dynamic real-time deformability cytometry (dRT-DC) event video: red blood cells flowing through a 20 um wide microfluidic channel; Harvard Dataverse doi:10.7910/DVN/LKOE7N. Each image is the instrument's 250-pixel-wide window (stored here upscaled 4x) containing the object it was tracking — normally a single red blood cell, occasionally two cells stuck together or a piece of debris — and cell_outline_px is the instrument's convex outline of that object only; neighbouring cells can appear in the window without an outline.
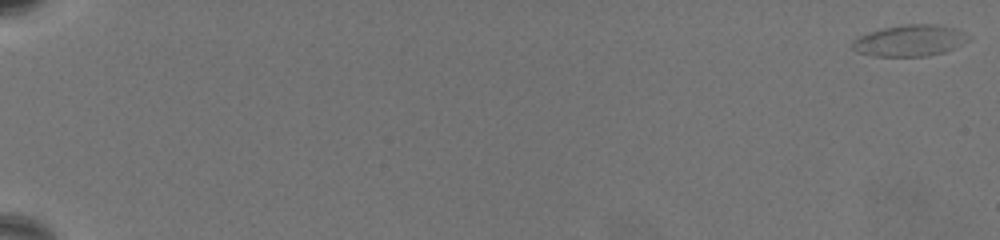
{"species": "common noctule bat (a hibernating species)", "species_latin": "Nyctalus noctula", "temperature_condition": "warm", "stored_images_in_passage": 70, "camera_frame_rate_fps": 3000, "um_per_image_px": 0.085, "animal": {"sex": "female", "body_mass_g": 19.5, "forearm_length_mm": 54.1}, "frame": {"image": 1, "passage_image": 1, "time_ms": 0.0, "image_size_px": [1000, 240], "cell_outline_px": [[972, 36], [968, 40], [956, 48], [944, 52], [928, 56], [872, 56], [860, 52], [852, 48], [852, 40], [856, 36], [868, 32], [884, 28], [904, 24], [936, 24], [956, 28]], "centroid_in_image_um": [77.35, 3.44], "position_along_channel_um": 7.6, "area_um2": 21.44}}
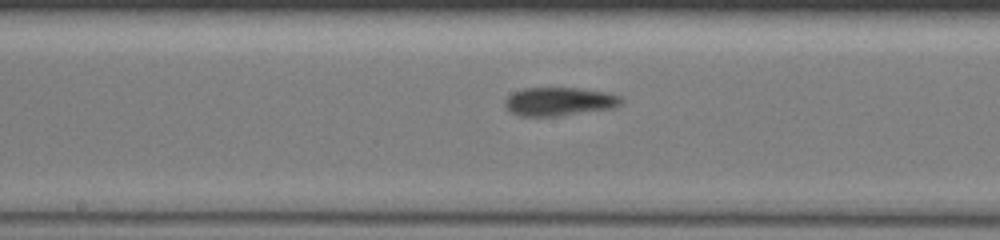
{"frame": {"image": 2, "passage_image": 41, "time_ms": 13.333, "image_size_px": [1000, 240], "cell_outline_px": [[624, 100], [616, 108], [556, 116], [520, 116], [512, 112], [504, 104], [504, 100], [512, 92], [524, 88], [580, 88], [608, 92], [624, 96]], "centroid_in_image_um": [47.6, 8.62], "position_along_channel_um": 200.6, "area_um2": 19.54}}
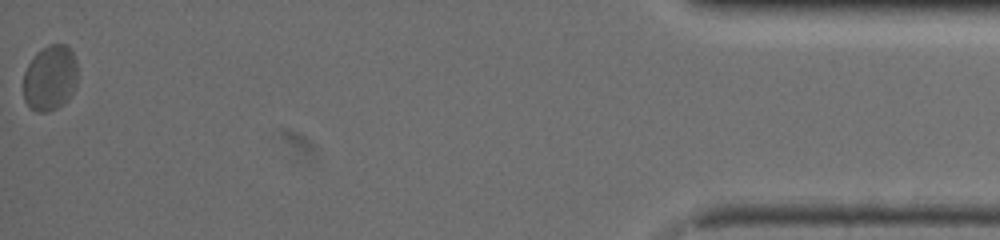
{"frame": {"image": 3, "passage_image": 70, "time_ms": 23.0, "image_size_px": [1000, 240], "cell_outline_px": [[76, 84], [72, 92], [64, 104], [48, 112], [36, 112], [28, 108], [24, 100], [24, 72], [28, 64], [36, 52], [48, 44], [68, 44], [76, 60]], "centroid_in_image_um": [4.24, 6.63], "position_along_channel_um": 431.0, "area_um2": 20.92}, "authors_computed_cell_mechanics": {"area_um2": 19.1607, "velocity_mm_per_s": 3.1926, "shape_relaxation_time_tau1_ms": null, "shape_relaxation_time_tau2_ms": 0.9527, "deformation_change_tau1": null, "deformation_change_tau2": 0.0497}}